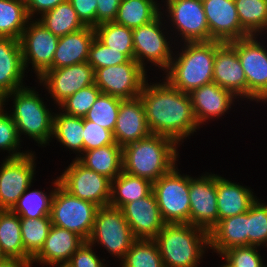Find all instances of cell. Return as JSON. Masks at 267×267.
<instances>
[{"label":"cell","instance_id":"ba28073f","mask_svg":"<svg viewBox=\"0 0 267 267\" xmlns=\"http://www.w3.org/2000/svg\"><path fill=\"white\" fill-rule=\"evenodd\" d=\"M135 240L120 208L108 205L98 209L88 239L93 247L97 243L121 261Z\"/></svg>","mask_w":267,"mask_h":267},{"label":"cell","instance_id":"f1b7e54d","mask_svg":"<svg viewBox=\"0 0 267 267\" xmlns=\"http://www.w3.org/2000/svg\"><path fill=\"white\" fill-rule=\"evenodd\" d=\"M152 192V183L144 178L122 171L111 181L109 205L121 208L123 205L145 198Z\"/></svg>","mask_w":267,"mask_h":267},{"label":"cell","instance_id":"7a4b0ae2","mask_svg":"<svg viewBox=\"0 0 267 267\" xmlns=\"http://www.w3.org/2000/svg\"><path fill=\"white\" fill-rule=\"evenodd\" d=\"M179 145L172 139L151 134L123 147V171L154 183L177 164Z\"/></svg>","mask_w":267,"mask_h":267},{"label":"cell","instance_id":"f546056e","mask_svg":"<svg viewBox=\"0 0 267 267\" xmlns=\"http://www.w3.org/2000/svg\"><path fill=\"white\" fill-rule=\"evenodd\" d=\"M159 4L157 0H121L114 22L131 29L140 27L164 12Z\"/></svg>","mask_w":267,"mask_h":267},{"label":"cell","instance_id":"816d5d0a","mask_svg":"<svg viewBox=\"0 0 267 267\" xmlns=\"http://www.w3.org/2000/svg\"><path fill=\"white\" fill-rule=\"evenodd\" d=\"M33 262L31 260H22L18 258H7L0 262V267H31Z\"/></svg>","mask_w":267,"mask_h":267},{"label":"cell","instance_id":"3957f363","mask_svg":"<svg viewBox=\"0 0 267 267\" xmlns=\"http://www.w3.org/2000/svg\"><path fill=\"white\" fill-rule=\"evenodd\" d=\"M184 44V46H183ZM181 52L172 58L164 79L174 88L190 94L193 90L213 82L216 40L183 43Z\"/></svg>","mask_w":267,"mask_h":267},{"label":"cell","instance_id":"11a10c76","mask_svg":"<svg viewBox=\"0 0 267 267\" xmlns=\"http://www.w3.org/2000/svg\"><path fill=\"white\" fill-rule=\"evenodd\" d=\"M17 1L23 4L25 7H27L32 0H17Z\"/></svg>","mask_w":267,"mask_h":267},{"label":"cell","instance_id":"cb8c5ba5","mask_svg":"<svg viewBox=\"0 0 267 267\" xmlns=\"http://www.w3.org/2000/svg\"><path fill=\"white\" fill-rule=\"evenodd\" d=\"M20 40L0 37V93L6 96L25 87Z\"/></svg>","mask_w":267,"mask_h":267},{"label":"cell","instance_id":"603a6c76","mask_svg":"<svg viewBox=\"0 0 267 267\" xmlns=\"http://www.w3.org/2000/svg\"><path fill=\"white\" fill-rule=\"evenodd\" d=\"M83 242L74 232L51 225L43 247L31 261L49 267L64 266Z\"/></svg>","mask_w":267,"mask_h":267},{"label":"cell","instance_id":"e0dca14e","mask_svg":"<svg viewBox=\"0 0 267 267\" xmlns=\"http://www.w3.org/2000/svg\"><path fill=\"white\" fill-rule=\"evenodd\" d=\"M57 107L80 89L95 83V72L88 62L47 70L39 79Z\"/></svg>","mask_w":267,"mask_h":267},{"label":"cell","instance_id":"60d3db41","mask_svg":"<svg viewBox=\"0 0 267 267\" xmlns=\"http://www.w3.org/2000/svg\"><path fill=\"white\" fill-rule=\"evenodd\" d=\"M256 199L248 210V246L267 245V204Z\"/></svg>","mask_w":267,"mask_h":267},{"label":"cell","instance_id":"ac0fdd59","mask_svg":"<svg viewBox=\"0 0 267 267\" xmlns=\"http://www.w3.org/2000/svg\"><path fill=\"white\" fill-rule=\"evenodd\" d=\"M210 37L230 42L249 36L241 27L234 0H202Z\"/></svg>","mask_w":267,"mask_h":267},{"label":"cell","instance_id":"9a60e30c","mask_svg":"<svg viewBox=\"0 0 267 267\" xmlns=\"http://www.w3.org/2000/svg\"><path fill=\"white\" fill-rule=\"evenodd\" d=\"M35 153L5 158L0 165V209H12L35 179Z\"/></svg>","mask_w":267,"mask_h":267},{"label":"cell","instance_id":"83f0119b","mask_svg":"<svg viewBox=\"0 0 267 267\" xmlns=\"http://www.w3.org/2000/svg\"><path fill=\"white\" fill-rule=\"evenodd\" d=\"M77 160L111 181L123 171V148L116 142L93 150L84 151Z\"/></svg>","mask_w":267,"mask_h":267},{"label":"cell","instance_id":"bcb514c9","mask_svg":"<svg viewBox=\"0 0 267 267\" xmlns=\"http://www.w3.org/2000/svg\"><path fill=\"white\" fill-rule=\"evenodd\" d=\"M113 132L95 122L84 119L83 152L114 144Z\"/></svg>","mask_w":267,"mask_h":267},{"label":"cell","instance_id":"d590c367","mask_svg":"<svg viewBox=\"0 0 267 267\" xmlns=\"http://www.w3.org/2000/svg\"><path fill=\"white\" fill-rule=\"evenodd\" d=\"M242 29L249 35L267 30V0H234ZM260 33V34H259Z\"/></svg>","mask_w":267,"mask_h":267},{"label":"cell","instance_id":"1f68e13d","mask_svg":"<svg viewBox=\"0 0 267 267\" xmlns=\"http://www.w3.org/2000/svg\"><path fill=\"white\" fill-rule=\"evenodd\" d=\"M83 128L84 118L70 116L63 112L54 113L53 116V138H56L64 147L71 149L75 157L83 153Z\"/></svg>","mask_w":267,"mask_h":267},{"label":"cell","instance_id":"d4e9b609","mask_svg":"<svg viewBox=\"0 0 267 267\" xmlns=\"http://www.w3.org/2000/svg\"><path fill=\"white\" fill-rule=\"evenodd\" d=\"M218 221L246 213L257 199L252 189L216 174Z\"/></svg>","mask_w":267,"mask_h":267},{"label":"cell","instance_id":"8992f818","mask_svg":"<svg viewBox=\"0 0 267 267\" xmlns=\"http://www.w3.org/2000/svg\"><path fill=\"white\" fill-rule=\"evenodd\" d=\"M99 208L90 201L71 195L59 184L51 202V222L52 225L74 232L84 241H88Z\"/></svg>","mask_w":267,"mask_h":267},{"label":"cell","instance_id":"836d02e7","mask_svg":"<svg viewBox=\"0 0 267 267\" xmlns=\"http://www.w3.org/2000/svg\"><path fill=\"white\" fill-rule=\"evenodd\" d=\"M56 178L57 179H54L55 181L52 182L54 189L51 190L48 195L46 192L38 189L30 191V187H28L11 210L20 218L34 219L50 216L53 194L56 187L60 184L59 178Z\"/></svg>","mask_w":267,"mask_h":267},{"label":"cell","instance_id":"52a82bcc","mask_svg":"<svg viewBox=\"0 0 267 267\" xmlns=\"http://www.w3.org/2000/svg\"><path fill=\"white\" fill-rule=\"evenodd\" d=\"M152 192L166 224L189 223V175H181L175 166L152 183Z\"/></svg>","mask_w":267,"mask_h":267},{"label":"cell","instance_id":"f35d334b","mask_svg":"<svg viewBox=\"0 0 267 267\" xmlns=\"http://www.w3.org/2000/svg\"><path fill=\"white\" fill-rule=\"evenodd\" d=\"M51 217L20 218L21 236L24 251L33 258L43 247L49 229Z\"/></svg>","mask_w":267,"mask_h":267},{"label":"cell","instance_id":"44dd1931","mask_svg":"<svg viewBox=\"0 0 267 267\" xmlns=\"http://www.w3.org/2000/svg\"><path fill=\"white\" fill-rule=\"evenodd\" d=\"M151 134L141 98L122 100L113 130L115 142L123 148L127 144L147 138Z\"/></svg>","mask_w":267,"mask_h":267},{"label":"cell","instance_id":"7c38bea8","mask_svg":"<svg viewBox=\"0 0 267 267\" xmlns=\"http://www.w3.org/2000/svg\"><path fill=\"white\" fill-rule=\"evenodd\" d=\"M58 40L39 20L30 19L20 38L24 69L31 63L37 79L53 69Z\"/></svg>","mask_w":267,"mask_h":267},{"label":"cell","instance_id":"484cf974","mask_svg":"<svg viewBox=\"0 0 267 267\" xmlns=\"http://www.w3.org/2000/svg\"><path fill=\"white\" fill-rule=\"evenodd\" d=\"M241 246H248V211L219 220L209 232V248L217 255Z\"/></svg>","mask_w":267,"mask_h":267},{"label":"cell","instance_id":"d6a6232c","mask_svg":"<svg viewBox=\"0 0 267 267\" xmlns=\"http://www.w3.org/2000/svg\"><path fill=\"white\" fill-rule=\"evenodd\" d=\"M35 19L39 20L57 37L77 32L86 27L68 0L60 3L54 9L44 12L40 18Z\"/></svg>","mask_w":267,"mask_h":267},{"label":"cell","instance_id":"b9f144b4","mask_svg":"<svg viewBox=\"0 0 267 267\" xmlns=\"http://www.w3.org/2000/svg\"><path fill=\"white\" fill-rule=\"evenodd\" d=\"M101 93L94 83L75 92L63 101L58 109L67 115L84 118Z\"/></svg>","mask_w":267,"mask_h":267},{"label":"cell","instance_id":"c3c4849f","mask_svg":"<svg viewBox=\"0 0 267 267\" xmlns=\"http://www.w3.org/2000/svg\"><path fill=\"white\" fill-rule=\"evenodd\" d=\"M85 26L96 27L97 0H68Z\"/></svg>","mask_w":267,"mask_h":267},{"label":"cell","instance_id":"db71d44e","mask_svg":"<svg viewBox=\"0 0 267 267\" xmlns=\"http://www.w3.org/2000/svg\"><path fill=\"white\" fill-rule=\"evenodd\" d=\"M8 257L6 256V254L3 252L2 247L0 245V262H3L7 259Z\"/></svg>","mask_w":267,"mask_h":267},{"label":"cell","instance_id":"7402d4cb","mask_svg":"<svg viewBox=\"0 0 267 267\" xmlns=\"http://www.w3.org/2000/svg\"><path fill=\"white\" fill-rule=\"evenodd\" d=\"M189 95L199 126L215 117L219 119L228 112L229 108H232L231 106L238 99L232 92L214 82L193 90Z\"/></svg>","mask_w":267,"mask_h":267},{"label":"cell","instance_id":"7dc6e473","mask_svg":"<svg viewBox=\"0 0 267 267\" xmlns=\"http://www.w3.org/2000/svg\"><path fill=\"white\" fill-rule=\"evenodd\" d=\"M93 246L84 241L77 251L71 256L67 267H106L105 259L101 260L95 253ZM104 263H103V262Z\"/></svg>","mask_w":267,"mask_h":267},{"label":"cell","instance_id":"5bb4252c","mask_svg":"<svg viewBox=\"0 0 267 267\" xmlns=\"http://www.w3.org/2000/svg\"><path fill=\"white\" fill-rule=\"evenodd\" d=\"M165 13L183 43L212 41L202 0H165Z\"/></svg>","mask_w":267,"mask_h":267},{"label":"cell","instance_id":"6da1fadb","mask_svg":"<svg viewBox=\"0 0 267 267\" xmlns=\"http://www.w3.org/2000/svg\"><path fill=\"white\" fill-rule=\"evenodd\" d=\"M154 83L149 85L147 80L139 95L148 127L152 134L168 137L180 146V142L200 128L190 95L174 88L165 79Z\"/></svg>","mask_w":267,"mask_h":267},{"label":"cell","instance_id":"8d00e7d4","mask_svg":"<svg viewBox=\"0 0 267 267\" xmlns=\"http://www.w3.org/2000/svg\"><path fill=\"white\" fill-rule=\"evenodd\" d=\"M96 37L106 46L124 53L134 59L132 29L113 22L98 24L95 28Z\"/></svg>","mask_w":267,"mask_h":267},{"label":"cell","instance_id":"e575fe53","mask_svg":"<svg viewBox=\"0 0 267 267\" xmlns=\"http://www.w3.org/2000/svg\"><path fill=\"white\" fill-rule=\"evenodd\" d=\"M30 20L26 7L17 0H0V37L20 40Z\"/></svg>","mask_w":267,"mask_h":267},{"label":"cell","instance_id":"ffe728a7","mask_svg":"<svg viewBox=\"0 0 267 267\" xmlns=\"http://www.w3.org/2000/svg\"><path fill=\"white\" fill-rule=\"evenodd\" d=\"M120 209L136 239H154L166 224L153 192Z\"/></svg>","mask_w":267,"mask_h":267},{"label":"cell","instance_id":"30bf717a","mask_svg":"<svg viewBox=\"0 0 267 267\" xmlns=\"http://www.w3.org/2000/svg\"><path fill=\"white\" fill-rule=\"evenodd\" d=\"M163 14L161 12L151 22L132 29L134 60L145 70H147L146 63L149 61L165 72L175 55L171 50L172 42L170 44L169 38L165 37L168 31L166 32V27L162 28L165 24L163 21H166Z\"/></svg>","mask_w":267,"mask_h":267},{"label":"cell","instance_id":"d6986e66","mask_svg":"<svg viewBox=\"0 0 267 267\" xmlns=\"http://www.w3.org/2000/svg\"><path fill=\"white\" fill-rule=\"evenodd\" d=\"M213 82L246 100V77L236 49L229 42L216 41Z\"/></svg>","mask_w":267,"mask_h":267},{"label":"cell","instance_id":"4fadbf2b","mask_svg":"<svg viewBox=\"0 0 267 267\" xmlns=\"http://www.w3.org/2000/svg\"><path fill=\"white\" fill-rule=\"evenodd\" d=\"M146 73V70L134 59H129L123 64L97 69L95 85L104 94L123 100L134 99L139 97L147 81Z\"/></svg>","mask_w":267,"mask_h":267},{"label":"cell","instance_id":"ab89813d","mask_svg":"<svg viewBox=\"0 0 267 267\" xmlns=\"http://www.w3.org/2000/svg\"><path fill=\"white\" fill-rule=\"evenodd\" d=\"M122 100L119 97L101 93L84 119L95 122L113 132Z\"/></svg>","mask_w":267,"mask_h":267},{"label":"cell","instance_id":"8fae6325","mask_svg":"<svg viewBox=\"0 0 267 267\" xmlns=\"http://www.w3.org/2000/svg\"><path fill=\"white\" fill-rule=\"evenodd\" d=\"M60 185L71 195L90 201L99 207L108 206L111 197V180L86 168L77 159L59 177Z\"/></svg>","mask_w":267,"mask_h":267},{"label":"cell","instance_id":"ee69618b","mask_svg":"<svg viewBox=\"0 0 267 267\" xmlns=\"http://www.w3.org/2000/svg\"><path fill=\"white\" fill-rule=\"evenodd\" d=\"M129 58L106 45L96 36L90 46L87 62L93 67L94 72L99 68L115 66L126 63Z\"/></svg>","mask_w":267,"mask_h":267},{"label":"cell","instance_id":"681fc988","mask_svg":"<svg viewBox=\"0 0 267 267\" xmlns=\"http://www.w3.org/2000/svg\"><path fill=\"white\" fill-rule=\"evenodd\" d=\"M120 3L121 0H97L96 26L105 22H113Z\"/></svg>","mask_w":267,"mask_h":267},{"label":"cell","instance_id":"4316f807","mask_svg":"<svg viewBox=\"0 0 267 267\" xmlns=\"http://www.w3.org/2000/svg\"><path fill=\"white\" fill-rule=\"evenodd\" d=\"M95 29L86 26L81 30L59 37L53 58V69L87 62Z\"/></svg>","mask_w":267,"mask_h":267},{"label":"cell","instance_id":"4dcf8cb0","mask_svg":"<svg viewBox=\"0 0 267 267\" xmlns=\"http://www.w3.org/2000/svg\"><path fill=\"white\" fill-rule=\"evenodd\" d=\"M0 245L8 258L32 260L24 251L20 217L11 209H0Z\"/></svg>","mask_w":267,"mask_h":267},{"label":"cell","instance_id":"7bdbcfd3","mask_svg":"<svg viewBox=\"0 0 267 267\" xmlns=\"http://www.w3.org/2000/svg\"><path fill=\"white\" fill-rule=\"evenodd\" d=\"M8 113L4 108L0 111V150L8 151L7 158L22 157L28 154L30 150L20 151L19 147L22 140L11 115Z\"/></svg>","mask_w":267,"mask_h":267},{"label":"cell","instance_id":"2e32d148","mask_svg":"<svg viewBox=\"0 0 267 267\" xmlns=\"http://www.w3.org/2000/svg\"><path fill=\"white\" fill-rule=\"evenodd\" d=\"M189 223L207 232L218 223L216 174L189 175Z\"/></svg>","mask_w":267,"mask_h":267},{"label":"cell","instance_id":"5b68a950","mask_svg":"<svg viewBox=\"0 0 267 267\" xmlns=\"http://www.w3.org/2000/svg\"><path fill=\"white\" fill-rule=\"evenodd\" d=\"M30 86L22 87L5 96V103L13 99V108L10 113L20 139L27 135L38 146L50 145L53 136L54 112L48 109L38 92ZM11 97V98H10ZM10 98V99H9ZM47 107V108H46ZM51 111V112H50ZM51 138V139H50Z\"/></svg>","mask_w":267,"mask_h":267},{"label":"cell","instance_id":"f6af8a7d","mask_svg":"<svg viewBox=\"0 0 267 267\" xmlns=\"http://www.w3.org/2000/svg\"><path fill=\"white\" fill-rule=\"evenodd\" d=\"M259 250V246L232 247L219 257L228 267H260L264 262Z\"/></svg>","mask_w":267,"mask_h":267},{"label":"cell","instance_id":"74e56055","mask_svg":"<svg viewBox=\"0 0 267 267\" xmlns=\"http://www.w3.org/2000/svg\"><path fill=\"white\" fill-rule=\"evenodd\" d=\"M121 267H165L154 239H136L120 261Z\"/></svg>","mask_w":267,"mask_h":267},{"label":"cell","instance_id":"277c9868","mask_svg":"<svg viewBox=\"0 0 267 267\" xmlns=\"http://www.w3.org/2000/svg\"><path fill=\"white\" fill-rule=\"evenodd\" d=\"M154 240L165 267H198L209 249V232L190 223L165 224Z\"/></svg>","mask_w":267,"mask_h":267},{"label":"cell","instance_id":"f5cc1de1","mask_svg":"<svg viewBox=\"0 0 267 267\" xmlns=\"http://www.w3.org/2000/svg\"><path fill=\"white\" fill-rule=\"evenodd\" d=\"M6 106L5 104V96L0 93V111Z\"/></svg>","mask_w":267,"mask_h":267},{"label":"cell","instance_id":"f907efd6","mask_svg":"<svg viewBox=\"0 0 267 267\" xmlns=\"http://www.w3.org/2000/svg\"><path fill=\"white\" fill-rule=\"evenodd\" d=\"M65 0H32L31 3L26 7L27 13L30 19L35 16H41L44 12L54 9L60 3ZM35 15V16H34Z\"/></svg>","mask_w":267,"mask_h":267},{"label":"cell","instance_id":"9f6ffc18","mask_svg":"<svg viewBox=\"0 0 267 267\" xmlns=\"http://www.w3.org/2000/svg\"><path fill=\"white\" fill-rule=\"evenodd\" d=\"M220 267H228L225 263L223 265H221Z\"/></svg>","mask_w":267,"mask_h":267},{"label":"cell","instance_id":"9c48e42d","mask_svg":"<svg viewBox=\"0 0 267 267\" xmlns=\"http://www.w3.org/2000/svg\"><path fill=\"white\" fill-rule=\"evenodd\" d=\"M251 35L229 43L236 49L246 77V98L257 103L267 102V49Z\"/></svg>","mask_w":267,"mask_h":267}]
</instances>
